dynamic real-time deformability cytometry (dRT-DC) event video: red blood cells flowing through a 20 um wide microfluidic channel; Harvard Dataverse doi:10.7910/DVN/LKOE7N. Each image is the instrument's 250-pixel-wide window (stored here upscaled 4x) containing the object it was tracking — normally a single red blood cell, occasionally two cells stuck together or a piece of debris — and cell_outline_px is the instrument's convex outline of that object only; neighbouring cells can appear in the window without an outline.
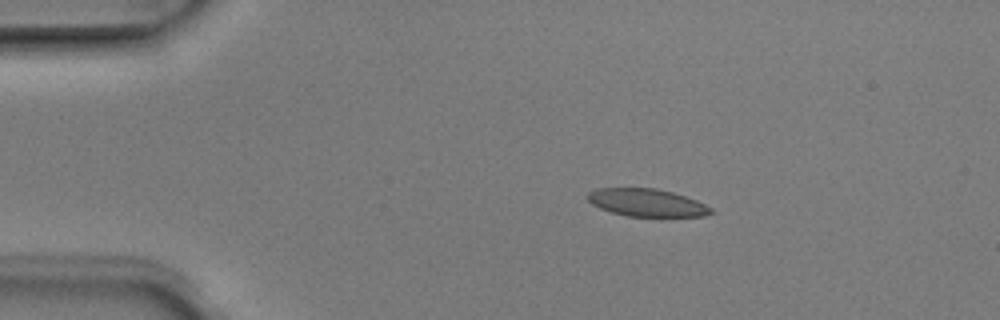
{"species": "Egyptian fruit bat (a non-hibernating species)", "species_latin": "Rousettus aegyptiacus", "temperature_condition": "room temperature", "stored_images_in_passage": 4, "camera_frame_rate_fps": 3000, "um_per_image_px": 0.085, "animal": {"sex": "male"}, "frame": {"image": 1, "passage_image": 2, "time_ms": 0.333, "image_size_px": [1000, 320], "cell_outline_px": [[712, 212], [704, 216], [628, 216], [612, 212], [600, 208], [592, 204], [588, 200], [588, 192], [596, 188], [656, 188], [672, 192], [696, 200], [712, 208]], "centroid_in_image_um": [54.95, 17.22], "position_along_channel_um": 30.0, "area_um2": 19.65}}